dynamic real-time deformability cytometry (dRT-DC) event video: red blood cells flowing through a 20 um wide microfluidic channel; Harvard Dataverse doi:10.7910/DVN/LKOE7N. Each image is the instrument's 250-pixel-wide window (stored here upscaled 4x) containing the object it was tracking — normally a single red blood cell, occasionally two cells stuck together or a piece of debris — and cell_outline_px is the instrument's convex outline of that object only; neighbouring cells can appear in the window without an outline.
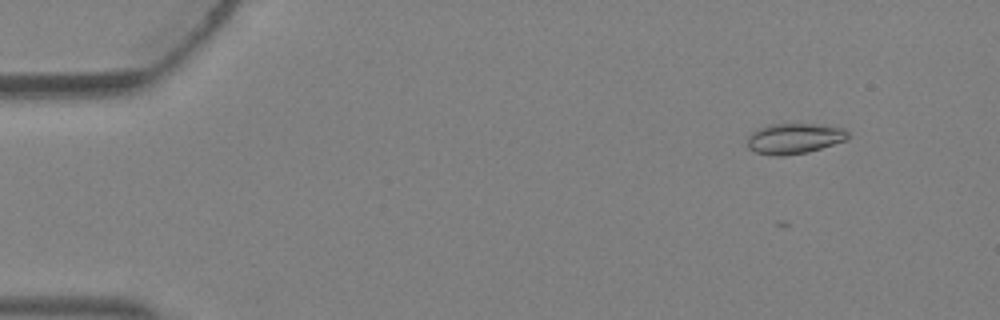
{"species": "Egyptian fruit bat (a non-hibernating species)", "species_latin": "Rousettus aegyptiacus", "temperature_condition": "warm", "stored_images_in_passage": 5, "camera_frame_rate_fps": 3000, "um_per_image_px": 0.085, "animal": {"sex": "female"}, "frame": {"image": 1, "passage_image": 2, "time_ms": 0.333, "image_size_px": [1000, 320], "cell_outline_px": [[848, 140], [808, 152], [784, 156], [776, 156], [756, 152], [748, 148], [748, 136], [752, 132], [768, 124], [816, 124], [840, 128], [848, 132]], "centroid_in_image_um": [67.51, 11.78], "position_along_channel_um": 17.5, "area_um2": 17.8}}
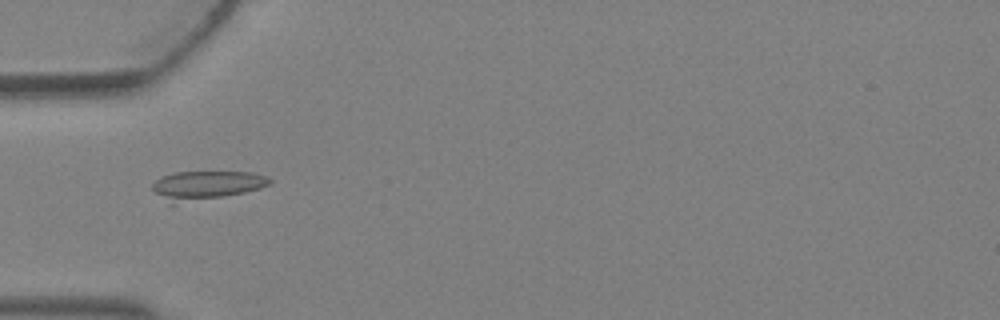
{"frame": {"image": 2, "passage_image": 5, "time_ms": 1.333, "image_size_px": [1000, 320], "cell_outline_px": [[272, 180], [268, 184], [260, 188], [244, 192], [224, 196], [172, 204], [168, 204], [152, 188], [152, 184], [156, 180], [164, 176], [176, 172], [252, 172], [264, 176]], "centroid_in_image_um": [17.51, 15.74], "position_along_channel_um": 67.5, "area_um2": 19.25}}